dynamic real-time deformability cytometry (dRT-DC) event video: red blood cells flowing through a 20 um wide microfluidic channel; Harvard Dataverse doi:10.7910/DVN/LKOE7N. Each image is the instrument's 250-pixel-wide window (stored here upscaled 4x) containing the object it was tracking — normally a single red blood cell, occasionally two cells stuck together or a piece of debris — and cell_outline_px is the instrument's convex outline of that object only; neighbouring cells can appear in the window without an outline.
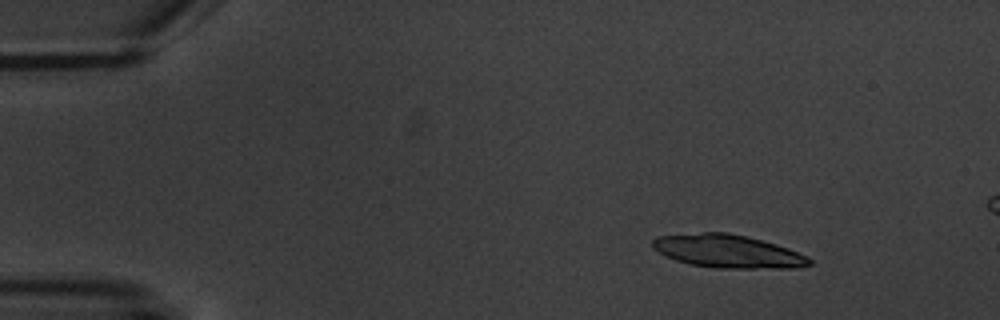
{"species": "common noctule bat (a hibernating species)", "species_latin": "Nyctalus noctula", "temperature_condition": "warm", "stored_images_in_passage": 3, "camera_frame_rate_fps": 3000, "um_per_image_px": 0.085, "animal": {"sex": "male", "body_mass_g": 20.1, "forearm_length_mm": 53.5}, "frame": {"image": 1, "passage_image": 1, "time_ms": 0.0, "image_size_px": [1000, 320], "cell_outline_px": [[812, 264], [796, 268], [720, 268], [692, 264], [676, 260], [652, 248], [652, 240], [656, 236], [704, 232], [728, 232], [748, 236], [776, 244], [788, 248], [808, 256], [812, 260]], "centroid_in_image_um": [61.9, 21.35], "position_along_channel_um": 23.1, "area_um2": 30.23}}